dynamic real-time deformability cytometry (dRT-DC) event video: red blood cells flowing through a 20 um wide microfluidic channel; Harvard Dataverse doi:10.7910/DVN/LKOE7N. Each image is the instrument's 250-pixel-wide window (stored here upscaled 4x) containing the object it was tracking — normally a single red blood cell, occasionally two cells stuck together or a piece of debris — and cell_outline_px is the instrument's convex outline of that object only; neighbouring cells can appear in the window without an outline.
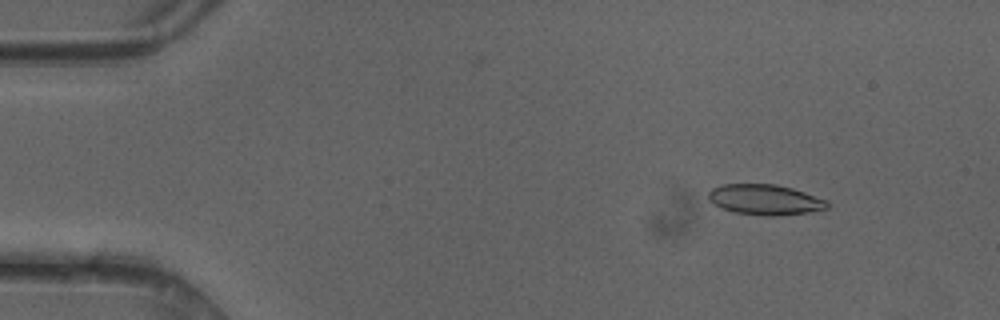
{"species": "common noctule bat (a hibernating species)", "species_latin": "Nyctalus noctula", "temperature_condition": "cold", "stored_images_in_passage": 49, "camera_frame_rate_fps": 3000, "um_per_image_px": 0.085, "animal": {"sex": "female"}, "frame": {"image": 1, "passage_image": 6, "time_ms": 1.667, "image_size_px": [1000, 320], "cell_outline_px": [[828, 208], [808, 212], [772, 216], [764, 216], [732, 212], [720, 208], [708, 200], [708, 192], [712, 188], [720, 184], [776, 184], [792, 188], [828, 200]], "centroid_in_image_um": [64.98, 16.97], "position_along_channel_um": 20.0, "area_um2": 21.21}}
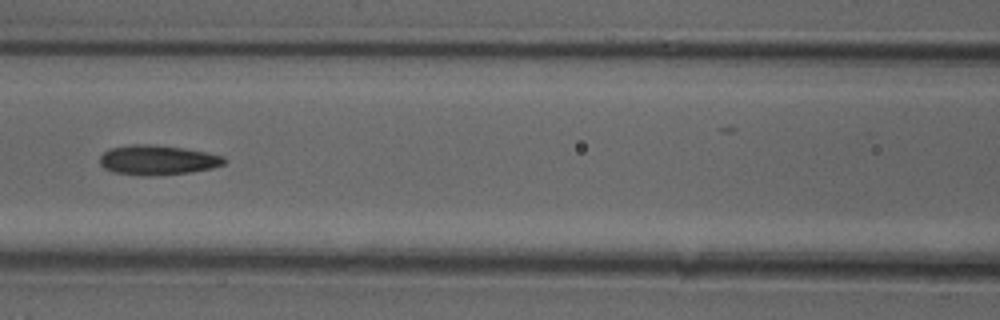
{"frame": {"image": 2, "passage_image": 22, "time_ms": 7.0, "image_size_px": [1000, 320], "cell_outline_px": [[228, 160], [224, 164], [212, 168], [192, 172], [152, 176], [140, 176], [112, 172], [104, 168], [100, 164], [100, 156], [104, 152], [112, 148], [128, 144], [152, 144], [184, 148], [224, 156]], "centroid_in_image_um": [13.39, 13.61], "position_along_channel_um": 153.2, "area_um2": 21.79}}
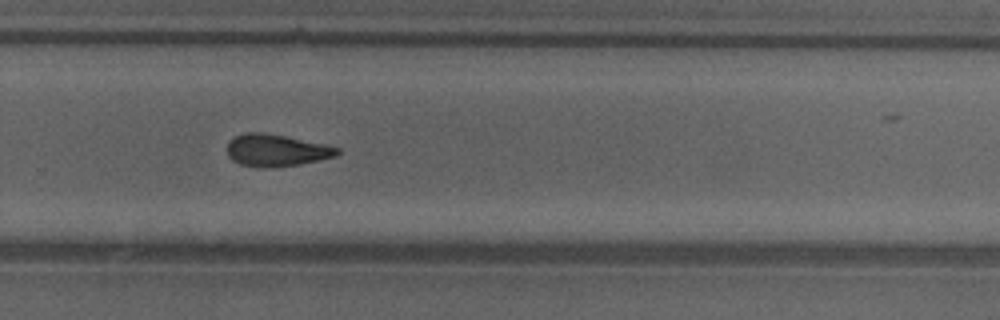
{"frame": {"image": 3, "passage_image": 33, "time_ms": 10.667, "image_size_px": [1000, 320], "cell_outline_px": [[340, 152], [336, 156], [300, 164], [268, 168], [260, 168], [240, 164], [232, 160], [228, 156], [228, 140], [244, 132], [264, 132], [324, 144], [340, 148]], "centroid_in_image_um": [23.46, 12.78], "position_along_channel_um": 306.3, "area_um2": 20.58}, "authors_computed_cell_mechanics": {"area_um2": 20.6924, "velocity_mm_per_s": 4.1896, "shape_relaxation_time_tau1_ms": 8.5108, "shape_relaxation_time_tau2_ms": 3.7243, "deformation_change_tau1": 0.1771, "deformation_change_tau2": 0.114}}